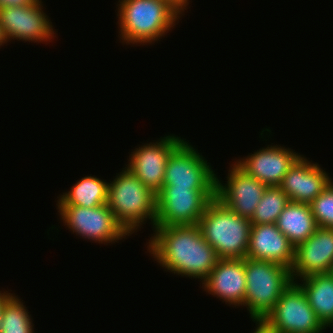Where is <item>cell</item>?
Wrapping results in <instances>:
<instances>
[{"label":"cell","instance_id":"603a6c76","mask_svg":"<svg viewBox=\"0 0 333 333\" xmlns=\"http://www.w3.org/2000/svg\"><path fill=\"white\" fill-rule=\"evenodd\" d=\"M318 227L333 229V181L310 203Z\"/></svg>","mask_w":333,"mask_h":333},{"label":"cell","instance_id":"44dd1931","mask_svg":"<svg viewBox=\"0 0 333 333\" xmlns=\"http://www.w3.org/2000/svg\"><path fill=\"white\" fill-rule=\"evenodd\" d=\"M14 293L2 311L1 333H35L33 318L23 300Z\"/></svg>","mask_w":333,"mask_h":333},{"label":"cell","instance_id":"5b68a950","mask_svg":"<svg viewBox=\"0 0 333 333\" xmlns=\"http://www.w3.org/2000/svg\"><path fill=\"white\" fill-rule=\"evenodd\" d=\"M246 290L243 307L251 320H263L292 283L291 270L274 262L245 258Z\"/></svg>","mask_w":333,"mask_h":333},{"label":"cell","instance_id":"8992f818","mask_svg":"<svg viewBox=\"0 0 333 333\" xmlns=\"http://www.w3.org/2000/svg\"><path fill=\"white\" fill-rule=\"evenodd\" d=\"M214 198L215 188H161L156 193L155 226L195 225Z\"/></svg>","mask_w":333,"mask_h":333},{"label":"cell","instance_id":"5bb4252c","mask_svg":"<svg viewBox=\"0 0 333 333\" xmlns=\"http://www.w3.org/2000/svg\"><path fill=\"white\" fill-rule=\"evenodd\" d=\"M333 267V229H318L295 248L291 269L293 282L312 274L330 273Z\"/></svg>","mask_w":333,"mask_h":333},{"label":"cell","instance_id":"f1b7e54d","mask_svg":"<svg viewBox=\"0 0 333 333\" xmlns=\"http://www.w3.org/2000/svg\"><path fill=\"white\" fill-rule=\"evenodd\" d=\"M330 274L333 276V267H332V269H331V271H330Z\"/></svg>","mask_w":333,"mask_h":333},{"label":"cell","instance_id":"8fae6325","mask_svg":"<svg viewBox=\"0 0 333 333\" xmlns=\"http://www.w3.org/2000/svg\"><path fill=\"white\" fill-rule=\"evenodd\" d=\"M184 140L175 134L164 135L159 140L142 143L129 155L127 168L154 193L164 184L165 167L172 151Z\"/></svg>","mask_w":333,"mask_h":333},{"label":"cell","instance_id":"4316f807","mask_svg":"<svg viewBox=\"0 0 333 333\" xmlns=\"http://www.w3.org/2000/svg\"><path fill=\"white\" fill-rule=\"evenodd\" d=\"M170 1L182 14L184 11L188 9V5L190 4V0H167Z\"/></svg>","mask_w":333,"mask_h":333},{"label":"cell","instance_id":"9a60e30c","mask_svg":"<svg viewBox=\"0 0 333 333\" xmlns=\"http://www.w3.org/2000/svg\"><path fill=\"white\" fill-rule=\"evenodd\" d=\"M200 284L206 293L219 298L226 305L243 307L246 290L245 258L219 259Z\"/></svg>","mask_w":333,"mask_h":333},{"label":"cell","instance_id":"7a4b0ae2","mask_svg":"<svg viewBox=\"0 0 333 333\" xmlns=\"http://www.w3.org/2000/svg\"><path fill=\"white\" fill-rule=\"evenodd\" d=\"M118 3V36L127 46L154 44L184 16L167 0H119Z\"/></svg>","mask_w":333,"mask_h":333},{"label":"cell","instance_id":"83f0119b","mask_svg":"<svg viewBox=\"0 0 333 333\" xmlns=\"http://www.w3.org/2000/svg\"><path fill=\"white\" fill-rule=\"evenodd\" d=\"M8 42H7V40H6V38H5V35H4V33H3V30H2V28H1V26H0V49H1V46L3 47L4 46V44H7Z\"/></svg>","mask_w":333,"mask_h":333},{"label":"cell","instance_id":"2e32d148","mask_svg":"<svg viewBox=\"0 0 333 333\" xmlns=\"http://www.w3.org/2000/svg\"><path fill=\"white\" fill-rule=\"evenodd\" d=\"M317 162L301 155L284 176L280 188L291 202L310 204L332 181Z\"/></svg>","mask_w":333,"mask_h":333},{"label":"cell","instance_id":"6da1fadb","mask_svg":"<svg viewBox=\"0 0 333 333\" xmlns=\"http://www.w3.org/2000/svg\"><path fill=\"white\" fill-rule=\"evenodd\" d=\"M152 230L147 251L164 271L202 282L216 266L219 257L197 224L154 226Z\"/></svg>","mask_w":333,"mask_h":333},{"label":"cell","instance_id":"ba28073f","mask_svg":"<svg viewBox=\"0 0 333 333\" xmlns=\"http://www.w3.org/2000/svg\"><path fill=\"white\" fill-rule=\"evenodd\" d=\"M263 321L277 333H323L327 329L311 308L304 290L293 281Z\"/></svg>","mask_w":333,"mask_h":333},{"label":"cell","instance_id":"30bf717a","mask_svg":"<svg viewBox=\"0 0 333 333\" xmlns=\"http://www.w3.org/2000/svg\"><path fill=\"white\" fill-rule=\"evenodd\" d=\"M42 0L31 6L0 9V26L7 42L12 39L49 44L56 37L54 25L44 12ZM49 42V43H48Z\"/></svg>","mask_w":333,"mask_h":333},{"label":"cell","instance_id":"ac0fdd59","mask_svg":"<svg viewBox=\"0 0 333 333\" xmlns=\"http://www.w3.org/2000/svg\"><path fill=\"white\" fill-rule=\"evenodd\" d=\"M276 225L295 248L318 229L310 204L291 201L280 213Z\"/></svg>","mask_w":333,"mask_h":333},{"label":"cell","instance_id":"ffe728a7","mask_svg":"<svg viewBox=\"0 0 333 333\" xmlns=\"http://www.w3.org/2000/svg\"><path fill=\"white\" fill-rule=\"evenodd\" d=\"M109 182L99 177L85 176L77 180L70 191L59 195L56 205H72L84 208L107 204Z\"/></svg>","mask_w":333,"mask_h":333},{"label":"cell","instance_id":"d4e9b609","mask_svg":"<svg viewBox=\"0 0 333 333\" xmlns=\"http://www.w3.org/2000/svg\"><path fill=\"white\" fill-rule=\"evenodd\" d=\"M255 323V331L252 333H277L275 330L270 328L263 320H253Z\"/></svg>","mask_w":333,"mask_h":333},{"label":"cell","instance_id":"7c38bea8","mask_svg":"<svg viewBox=\"0 0 333 333\" xmlns=\"http://www.w3.org/2000/svg\"><path fill=\"white\" fill-rule=\"evenodd\" d=\"M226 183L216 173L215 198L234 213L251 219L267 186L249 176L235 162L230 165Z\"/></svg>","mask_w":333,"mask_h":333},{"label":"cell","instance_id":"9c48e42d","mask_svg":"<svg viewBox=\"0 0 333 333\" xmlns=\"http://www.w3.org/2000/svg\"><path fill=\"white\" fill-rule=\"evenodd\" d=\"M216 173L206 158L184 139L170 154L162 188H215Z\"/></svg>","mask_w":333,"mask_h":333},{"label":"cell","instance_id":"cb8c5ba5","mask_svg":"<svg viewBox=\"0 0 333 333\" xmlns=\"http://www.w3.org/2000/svg\"><path fill=\"white\" fill-rule=\"evenodd\" d=\"M38 0H0V9L9 7L31 6Z\"/></svg>","mask_w":333,"mask_h":333},{"label":"cell","instance_id":"d6986e66","mask_svg":"<svg viewBox=\"0 0 333 333\" xmlns=\"http://www.w3.org/2000/svg\"><path fill=\"white\" fill-rule=\"evenodd\" d=\"M296 282L304 290L318 319L329 329L333 324V276L330 273L312 274Z\"/></svg>","mask_w":333,"mask_h":333},{"label":"cell","instance_id":"277c9868","mask_svg":"<svg viewBox=\"0 0 333 333\" xmlns=\"http://www.w3.org/2000/svg\"><path fill=\"white\" fill-rule=\"evenodd\" d=\"M197 225L219 259L246 258L252 225L250 219L234 213L214 198L207 204Z\"/></svg>","mask_w":333,"mask_h":333},{"label":"cell","instance_id":"3957f363","mask_svg":"<svg viewBox=\"0 0 333 333\" xmlns=\"http://www.w3.org/2000/svg\"><path fill=\"white\" fill-rule=\"evenodd\" d=\"M109 182L107 206L115 220L131 236L150 220L156 221V193L145 186L127 166Z\"/></svg>","mask_w":333,"mask_h":333},{"label":"cell","instance_id":"e0dca14e","mask_svg":"<svg viewBox=\"0 0 333 333\" xmlns=\"http://www.w3.org/2000/svg\"><path fill=\"white\" fill-rule=\"evenodd\" d=\"M246 257L278 263L291 270L295 261V247L276 224H252Z\"/></svg>","mask_w":333,"mask_h":333},{"label":"cell","instance_id":"7402d4cb","mask_svg":"<svg viewBox=\"0 0 333 333\" xmlns=\"http://www.w3.org/2000/svg\"><path fill=\"white\" fill-rule=\"evenodd\" d=\"M288 203V196L279 186L267 187L250 219L251 224H276L280 213Z\"/></svg>","mask_w":333,"mask_h":333},{"label":"cell","instance_id":"4fadbf2b","mask_svg":"<svg viewBox=\"0 0 333 333\" xmlns=\"http://www.w3.org/2000/svg\"><path fill=\"white\" fill-rule=\"evenodd\" d=\"M291 148L281 145L262 147L247 157L234 162L249 176L269 186H280L284 176L294 162L301 156Z\"/></svg>","mask_w":333,"mask_h":333},{"label":"cell","instance_id":"484cf974","mask_svg":"<svg viewBox=\"0 0 333 333\" xmlns=\"http://www.w3.org/2000/svg\"><path fill=\"white\" fill-rule=\"evenodd\" d=\"M9 291H1L0 290V333H1V329H2V311L4 308V305L6 303V301L14 294V293H8Z\"/></svg>","mask_w":333,"mask_h":333},{"label":"cell","instance_id":"52a82bcc","mask_svg":"<svg viewBox=\"0 0 333 333\" xmlns=\"http://www.w3.org/2000/svg\"><path fill=\"white\" fill-rule=\"evenodd\" d=\"M56 206L63 225L80 238L110 245L130 236L115 220L107 204L90 208L72 205Z\"/></svg>","mask_w":333,"mask_h":333}]
</instances>
